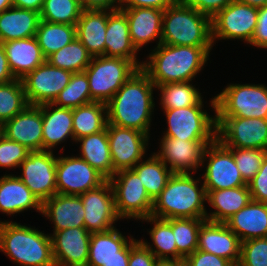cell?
Returning a JSON list of instances; mask_svg holds the SVG:
<instances>
[{
    "instance_id": "obj_15",
    "label": "cell",
    "mask_w": 267,
    "mask_h": 266,
    "mask_svg": "<svg viewBox=\"0 0 267 266\" xmlns=\"http://www.w3.org/2000/svg\"><path fill=\"white\" fill-rule=\"evenodd\" d=\"M114 174L132 169L145 157L150 135L135 129L107 124Z\"/></svg>"
},
{
    "instance_id": "obj_55",
    "label": "cell",
    "mask_w": 267,
    "mask_h": 266,
    "mask_svg": "<svg viewBox=\"0 0 267 266\" xmlns=\"http://www.w3.org/2000/svg\"><path fill=\"white\" fill-rule=\"evenodd\" d=\"M44 0H12L13 7L41 12Z\"/></svg>"
},
{
    "instance_id": "obj_13",
    "label": "cell",
    "mask_w": 267,
    "mask_h": 266,
    "mask_svg": "<svg viewBox=\"0 0 267 266\" xmlns=\"http://www.w3.org/2000/svg\"><path fill=\"white\" fill-rule=\"evenodd\" d=\"M54 151H33L22 161V175L18 177L41 203L57 194Z\"/></svg>"
},
{
    "instance_id": "obj_58",
    "label": "cell",
    "mask_w": 267,
    "mask_h": 266,
    "mask_svg": "<svg viewBox=\"0 0 267 266\" xmlns=\"http://www.w3.org/2000/svg\"><path fill=\"white\" fill-rule=\"evenodd\" d=\"M155 266H176V260L158 259Z\"/></svg>"
},
{
    "instance_id": "obj_61",
    "label": "cell",
    "mask_w": 267,
    "mask_h": 266,
    "mask_svg": "<svg viewBox=\"0 0 267 266\" xmlns=\"http://www.w3.org/2000/svg\"><path fill=\"white\" fill-rule=\"evenodd\" d=\"M77 1L79 4L82 5V8L85 9V0H75Z\"/></svg>"
},
{
    "instance_id": "obj_19",
    "label": "cell",
    "mask_w": 267,
    "mask_h": 266,
    "mask_svg": "<svg viewBox=\"0 0 267 266\" xmlns=\"http://www.w3.org/2000/svg\"><path fill=\"white\" fill-rule=\"evenodd\" d=\"M56 266H87L91 233L73 227L50 234Z\"/></svg>"
},
{
    "instance_id": "obj_50",
    "label": "cell",
    "mask_w": 267,
    "mask_h": 266,
    "mask_svg": "<svg viewBox=\"0 0 267 266\" xmlns=\"http://www.w3.org/2000/svg\"><path fill=\"white\" fill-rule=\"evenodd\" d=\"M186 259L191 266H234L229 260L198 249Z\"/></svg>"
},
{
    "instance_id": "obj_30",
    "label": "cell",
    "mask_w": 267,
    "mask_h": 266,
    "mask_svg": "<svg viewBox=\"0 0 267 266\" xmlns=\"http://www.w3.org/2000/svg\"><path fill=\"white\" fill-rule=\"evenodd\" d=\"M108 10L83 9L76 24V37L95 56H105Z\"/></svg>"
},
{
    "instance_id": "obj_56",
    "label": "cell",
    "mask_w": 267,
    "mask_h": 266,
    "mask_svg": "<svg viewBox=\"0 0 267 266\" xmlns=\"http://www.w3.org/2000/svg\"><path fill=\"white\" fill-rule=\"evenodd\" d=\"M238 1L240 3L248 4L256 8L267 6V0H238Z\"/></svg>"
},
{
    "instance_id": "obj_57",
    "label": "cell",
    "mask_w": 267,
    "mask_h": 266,
    "mask_svg": "<svg viewBox=\"0 0 267 266\" xmlns=\"http://www.w3.org/2000/svg\"><path fill=\"white\" fill-rule=\"evenodd\" d=\"M128 260L129 259H112L104 266H128Z\"/></svg>"
},
{
    "instance_id": "obj_46",
    "label": "cell",
    "mask_w": 267,
    "mask_h": 266,
    "mask_svg": "<svg viewBox=\"0 0 267 266\" xmlns=\"http://www.w3.org/2000/svg\"><path fill=\"white\" fill-rule=\"evenodd\" d=\"M31 151L22 144L0 136V168H16Z\"/></svg>"
},
{
    "instance_id": "obj_60",
    "label": "cell",
    "mask_w": 267,
    "mask_h": 266,
    "mask_svg": "<svg viewBox=\"0 0 267 266\" xmlns=\"http://www.w3.org/2000/svg\"><path fill=\"white\" fill-rule=\"evenodd\" d=\"M176 266H191L186 258L176 259Z\"/></svg>"
},
{
    "instance_id": "obj_7",
    "label": "cell",
    "mask_w": 267,
    "mask_h": 266,
    "mask_svg": "<svg viewBox=\"0 0 267 266\" xmlns=\"http://www.w3.org/2000/svg\"><path fill=\"white\" fill-rule=\"evenodd\" d=\"M139 68L119 57L95 56L84 70L88 77L91 98L107 103Z\"/></svg>"
},
{
    "instance_id": "obj_51",
    "label": "cell",
    "mask_w": 267,
    "mask_h": 266,
    "mask_svg": "<svg viewBox=\"0 0 267 266\" xmlns=\"http://www.w3.org/2000/svg\"><path fill=\"white\" fill-rule=\"evenodd\" d=\"M249 44L258 48H267V6L258 8L257 26Z\"/></svg>"
},
{
    "instance_id": "obj_5",
    "label": "cell",
    "mask_w": 267,
    "mask_h": 266,
    "mask_svg": "<svg viewBox=\"0 0 267 266\" xmlns=\"http://www.w3.org/2000/svg\"><path fill=\"white\" fill-rule=\"evenodd\" d=\"M161 43L213 47L211 18L178 0L163 12Z\"/></svg>"
},
{
    "instance_id": "obj_23",
    "label": "cell",
    "mask_w": 267,
    "mask_h": 266,
    "mask_svg": "<svg viewBox=\"0 0 267 266\" xmlns=\"http://www.w3.org/2000/svg\"><path fill=\"white\" fill-rule=\"evenodd\" d=\"M138 50L132 43L128 19L121 9L108 10V23L105 34V56L131 60L138 68L143 62L137 59Z\"/></svg>"
},
{
    "instance_id": "obj_9",
    "label": "cell",
    "mask_w": 267,
    "mask_h": 266,
    "mask_svg": "<svg viewBox=\"0 0 267 266\" xmlns=\"http://www.w3.org/2000/svg\"><path fill=\"white\" fill-rule=\"evenodd\" d=\"M203 106L163 109L168 128L162 137L177 138L183 141L215 140L216 115H209Z\"/></svg>"
},
{
    "instance_id": "obj_10",
    "label": "cell",
    "mask_w": 267,
    "mask_h": 266,
    "mask_svg": "<svg viewBox=\"0 0 267 266\" xmlns=\"http://www.w3.org/2000/svg\"><path fill=\"white\" fill-rule=\"evenodd\" d=\"M258 18V8L235 0L227 7L220 10L212 19V41L244 40L251 42Z\"/></svg>"
},
{
    "instance_id": "obj_32",
    "label": "cell",
    "mask_w": 267,
    "mask_h": 266,
    "mask_svg": "<svg viewBox=\"0 0 267 266\" xmlns=\"http://www.w3.org/2000/svg\"><path fill=\"white\" fill-rule=\"evenodd\" d=\"M40 13L10 7L0 13V43L35 37L40 22Z\"/></svg>"
},
{
    "instance_id": "obj_14",
    "label": "cell",
    "mask_w": 267,
    "mask_h": 266,
    "mask_svg": "<svg viewBox=\"0 0 267 266\" xmlns=\"http://www.w3.org/2000/svg\"><path fill=\"white\" fill-rule=\"evenodd\" d=\"M107 179L81 157L57 156L56 189L65 195H81Z\"/></svg>"
},
{
    "instance_id": "obj_16",
    "label": "cell",
    "mask_w": 267,
    "mask_h": 266,
    "mask_svg": "<svg viewBox=\"0 0 267 266\" xmlns=\"http://www.w3.org/2000/svg\"><path fill=\"white\" fill-rule=\"evenodd\" d=\"M72 72L57 68L45 61L22 78L29 105L52 103L69 84Z\"/></svg>"
},
{
    "instance_id": "obj_21",
    "label": "cell",
    "mask_w": 267,
    "mask_h": 266,
    "mask_svg": "<svg viewBox=\"0 0 267 266\" xmlns=\"http://www.w3.org/2000/svg\"><path fill=\"white\" fill-rule=\"evenodd\" d=\"M197 249L222 257L237 266L240 260L241 241L225 223L206 220L198 233Z\"/></svg>"
},
{
    "instance_id": "obj_52",
    "label": "cell",
    "mask_w": 267,
    "mask_h": 266,
    "mask_svg": "<svg viewBox=\"0 0 267 266\" xmlns=\"http://www.w3.org/2000/svg\"><path fill=\"white\" fill-rule=\"evenodd\" d=\"M178 0H119V8H158L165 10Z\"/></svg>"
},
{
    "instance_id": "obj_62",
    "label": "cell",
    "mask_w": 267,
    "mask_h": 266,
    "mask_svg": "<svg viewBox=\"0 0 267 266\" xmlns=\"http://www.w3.org/2000/svg\"><path fill=\"white\" fill-rule=\"evenodd\" d=\"M2 135V124L0 123V136Z\"/></svg>"
},
{
    "instance_id": "obj_35",
    "label": "cell",
    "mask_w": 267,
    "mask_h": 266,
    "mask_svg": "<svg viewBox=\"0 0 267 266\" xmlns=\"http://www.w3.org/2000/svg\"><path fill=\"white\" fill-rule=\"evenodd\" d=\"M45 59L76 38V25L40 20L35 35Z\"/></svg>"
},
{
    "instance_id": "obj_53",
    "label": "cell",
    "mask_w": 267,
    "mask_h": 266,
    "mask_svg": "<svg viewBox=\"0 0 267 266\" xmlns=\"http://www.w3.org/2000/svg\"><path fill=\"white\" fill-rule=\"evenodd\" d=\"M16 79L10 70L4 47L0 43V84Z\"/></svg>"
},
{
    "instance_id": "obj_26",
    "label": "cell",
    "mask_w": 267,
    "mask_h": 266,
    "mask_svg": "<svg viewBox=\"0 0 267 266\" xmlns=\"http://www.w3.org/2000/svg\"><path fill=\"white\" fill-rule=\"evenodd\" d=\"M32 208L42 213V203L23 181L14 174L2 176L0 178V212L13 215Z\"/></svg>"
},
{
    "instance_id": "obj_29",
    "label": "cell",
    "mask_w": 267,
    "mask_h": 266,
    "mask_svg": "<svg viewBox=\"0 0 267 266\" xmlns=\"http://www.w3.org/2000/svg\"><path fill=\"white\" fill-rule=\"evenodd\" d=\"M225 224L241 242L267 237V203L251 200Z\"/></svg>"
},
{
    "instance_id": "obj_2",
    "label": "cell",
    "mask_w": 267,
    "mask_h": 266,
    "mask_svg": "<svg viewBox=\"0 0 267 266\" xmlns=\"http://www.w3.org/2000/svg\"><path fill=\"white\" fill-rule=\"evenodd\" d=\"M212 47L159 44L143 62L142 69L155 86L190 82L203 70ZM148 61V62H147Z\"/></svg>"
},
{
    "instance_id": "obj_4",
    "label": "cell",
    "mask_w": 267,
    "mask_h": 266,
    "mask_svg": "<svg viewBox=\"0 0 267 266\" xmlns=\"http://www.w3.org/2000/svg\"><path fill=\"white\" fill-rule=\"evenodd\" d=\"M0 251L20 266H56L50 234L13 221H0Z\"/></svg>"
},
{
    "instance_id": "obj_41",
    "label": "cell",
    "mask_w": 267,
    "mask_h": 266,
    "mask_svg": "<svg viewBox=\"0 0 267 266\" xmlns=\"http://www.w3.org/2000/svg\"><path fill=\"white\" fill-rule=\"evenodd\" d=\"M28 105L21 79H14L11 82L0 84L1 124L22 112Z\"/></svg>"
},
{
    "instance_id": "obj_40",
    "label": "cell",
    "mask_w": 267,
    "mask_h": 266,
    "mask_svg": "<svg viewBox=\"0 0 267 266\" xmlns=\"http://www.w3.org/2000/svg\"><path fill=\"white\" fill-rule=\"evenodd\" d=\"M206 218H172L171 227L178 250V259L191 255L198 247V233Z\"/></svg>"
},
{
    "instance_id": "obj_22",
    "label": "cell",
    "mask_w": 267,
    "mask_h": 266,
    "mask_svg": "<svg viewBox=\"0 0 267 266\" xmlns=\"http://www.w3.org/2000/svg\"><path fill=\"white\" fill-rule=\"evenodd\" d=\"M127 19L129 33L133 45L139 51L141 48L158 38L157 46L161 44L162 17L164 10L158 8H119Z\"/></svg>"
},
{
    "instance_id": "obj_33",
    "label": "cell",
    "mask_w": 267,
    "mask_h": 266,
    "mask_svg": "<svg viewBox=\"0 0 267 266\" xmlns=\"http://www.w3.org/2000/svg\"><path fill=\"white\" fill-rule=\"evenodd\" d=\"M80 142V155L83 160L89 163L94 169L101 173L107 180L114 175V168L110 154L107 127L101 132L77 139Z\"/></svg>"
},
{
    "instance_id": "obj_17",
    "label": "cell",
    "mask_w": 267,
    "mask_h": 266,
    "mask_svg": "<svg viewBox=\"0 0 267 266\" xmlns=\"http://www.w3.org/2000/svg\"><path fill=\"white\" fill-rule=\"evenodd\" d=\"M84 206V224L90 233L107 232L120 220L109 180L79 195Z\"/></svg>"
},
{
    "instance_id": "obj_59",
    "label": "cell",
    "mask_w": 267,
    "mask_h": 266,
    "mask_svg": "<svg viewBox=\"0 0 267 266\" xmlns=\"http://www.w3.org/2000/svg\"><path fill=\"white\" fill-rule=\"evenodd\" d=\"M12 6V0H0V13Z\"/></svg>"
},
{
    "instance_id": "obj_37",
    "label": "cell",
    "mask_w": 267,
    "mask_h": 266,
    "mask_svg": "<svg viewBox=\"0 0 267 266\" xmlns=\"http://www.w3.org/2000/svg\"><path fill=\"white\" fill-rule=\"evenodd\" d=\"M142 220L152 222L150 224H154L153 228L148 231L154 246L153 244L150 245L149 242L143 239H140V241L155 255L157 259H178V250L171 227V219H160L149 216Z\"/></svg>"
},
{
    "instance_id": "obj_6",
    "label": "cell",
    "mask_w": 267,
    "mask_h": 266,
    "mask_svg": "<svg viewBox=\"0 0 267 266\" xmlns=\"http://www.w3.org/2000/svg\"><path fill=\"white\" fill-rule=\"evenodd\" d=\"M210 104L216 117L267 119V86L229 84Z\"/></svg>"
},
{
    "instance_id": "obj_44",
    "label": "cell",
    "mask_w": 267,
    "mask_h": 266,
    "mask_svg": "<svg viewBox=\"0 0 267 266\" xmlns=\"http://www.w3.org/2000/svg\"><path fill=\"white\" fill-rule=\"evenodd\" d=\"M244 181L248 183L259 171L266 150L255 148H229Z\"/></svg>"
},
{
    "instance_id": "obj_43",
    "label": "cell",
    "mask_w": 267,
    "mask_h": 266,
    "mask_svg": "<svg viewBox=\"0 0 267 266\" xmlns=\"http://www.w3.org/2000/svg\"><path fill=\"white\" fill-rule=\"evenodd\" d=\"M82 11V5L75 0H44L40 18L51 23L76 25Z\"/></svg>"
},
{
    "instance_id": "obj_34",
    "label": "cell",
    "mask_w": 267,
    "mask_h": 266,
    "mask_svg": "<svg viewBox=\"0 0 267 266\" xmlns=\"http://www.w3.org/2000/svg\"><path fill=\"white\" fill-rule=\"evenodd\" d=\"M74 141L106 129L107 105L93 101L72 109Z\"/></svg>"
},
{
    "instance_id": "obj_38",
    "label": "cell",
    "mask_w": 267,
    "mask_h": 266,
    "mask_svg": "<svg viewBox=\"0 0 267 266\" xmlns=\"http://www.w3.org/2000/svg\"><path fill=\"white\" fill-rule=\"evenodd\" d=\"M160 90L162 109H177L204 105L199 89L190 82L168 83L156 86Z\"/></svg>"
},
{
    "instance_id": "obj_25",
    "label": "cell",
    "mask_w": 267,
    "mask_h": 266,
    "mask_svg": "<svg viewBox=\"0 0 267 266\" xmlns=\"http://www.w3.org/2000/svg\"><path fill=\"white\" fill-rule=\"evenodd\" d=\"M130 241L115 227L91 233L87 266H104L112 259H129Z\"/></svg>"
},
{
    "instance_id": "obj_48",
    "label": "cell",
    "mask_w": 267,
    "mask_h": 266,
    "mask_svg": "<svg viewBox=\"0 0 267 266\" xmlns=\"http://www.w3.org/2000/svg\"><path fill=\"white\" fill-rule=\"evenodd\" d=\"M247 185L253 201L267 203V154L262 161L259 171Z\"/></svg>"
},
{
    "instance_id": "obj_3",
    "label": "cell",
    "mask_w": 267,
    "mask_h": 266,
    "mask_svg": "<svg viewBox=\"0 0 267 266\" xmlns=\"http://www.w3.org/2000/svg\"><path fill=\"white\" fill-rule=\"evenodd\" d=\"M191 173H173L154 200L151 216L160 219L206 218L207 193L202 182ZM200 186V188H198Z\"/></svg>"
},
{
    "instance_id": "obj_18",
    "label": "cell",
    "mask_w": 267,
    "mask_h": 266,
    "mask_svg": "<svg viewBox=\"0 0 267 266\" xmlns=\"http://www.w3.org/2000/svg\"><path fill=\"white\" fill-rule=\"evenodd\" d=\"M214 140H187L162 137L160 150L154 154L173 172H197L203 166L206 147ZM168 163V164H167ZM192 170V171H191ZM196 170V171H195Z\"/></svg>"
},
{
    "instance_id": "obj_1",
    "label": "cell",
    "mask_w": 267,
    "mask_h": 266,
    "mask_svg": "<svg viewBox=\"0 0 267 266\" xmlns=\"http://www.w3.org/2000/svg\"><path fill=\"white\" fill-rule=\"evenodd\" d=\"M156 88L148 74L139 68L106 103L108 124L150 134Z\"/></svg>"
},
{
    "instance_id": "obj_11",
    "label": "cell",
    "mask_w": 267,
    "mask_h": 266,
    "mask_svg": "<svg viewBox=\"0 0 267 266\" xmlns=\"http://www.w3.org/2000/svg\"><path fill=\"white\" fill-rule=\"evenodd\" d=\"M216 138L228 148L267 151V119L216 117Z\"/></svg>"
},
{
    "instance_id": "obj_54",
    "label": "cell",
    "mask_w": 267,
    "mask_h": 266,
    "mask_svg": "<svg viewBox=\"0 0 267 266\" xmlns=\"http://www.w3.org/2000/svg\"><path fill=\"white\" fill-rule=\"evenodd\" d=\"M85 9L117 10L119 0H85Z\"/></svg>"
},
{
    "instance_id": "obj_42",
    "label": "cell",
    "mask_w": 267,
    "mask_h": 266,
    "mask_svg": "<svg viewBox=\"0 0 267 266\" xmlns=\"http://www.w3.org/2000/svg\"><path fill=\"white\" fill-rule=\"evenodd\" d=\"M93 101L86 73L78 72L72 74L69 84L52 103L58 107L73 109Z\"/></svg>"
},
{
    "instance_id": "obj_36",
    "label": "cell",
    "mask_w": 267,
    "mask_h": 266,
    "mask_svg": "<svg viewBox=\"0 0 267 266\" xmlns=\"http://www.w3.org/2000/svg\"><path fill=\"white\" fill-rule=\"evenodd\" d=\"M132 170L138 175L153 201L173 175V172L154 153L147 160L139 161Z\"/></svg>"
},
{
    "instance_id": "obj_45",
    "label": "cell",
    "mask_w": 267,
    "mask_h": 266,
    "mask_svg": "<svg viewBox=\"0 0 267 266\" xmlns=\"http://www.w3.org/2000/svg\"><path fill=\"white\" fill-rule=\"evenodd\" d=\"M237 266H267V237L241 242Z\"/></svg>"
},
{
    "instance_id": "obj_24",
    "label": "cell",
    "mask_w": 267,
    "mask_h": 266,
    "mask_svg": "<svg viewBox=\"0 0 267 266\" xmlns=\"http://www.w3.org/2000/svg\"><path fill=\"white\" fill-rule=\"evenodd\" d=\"M42 215L53 222L54 231L85 227L80 196L57 193L42 203Z\"/></svg>"
},
{
    "instance_id": "obj_49",
    "label": "cell",
    "mask_w": 267,
    "mask_h": 266,
    "mask_svg": "<svg viewBox=\"0 0 267 266\" xmlns=\"http://www.w3.org/2000/svg\"><path fill=\"white\" fill-rule=\"evenodd\" d=\"M187 5L211 19L235 0H183Z\"/></svg>"
},
{
    "instance_id": "obj_20",
    "label": "cell",
    "mask_w": 267,
    "mask_h": 266,
    "mask_svg": "<svg viewBox=\"0 0 267 266\" xmlns=\"http://www.w3.org/2000/svg\"><path fill=\"white\" fill-rule=\"evenodd\" d=\"M42 104L28 105L22 112L2 124V134L31 152L43 151Z\"/></svg>"
},
{
    "instance_id": "obj_39",
    "label": "cell",
    "mask_w": 267,
    "mask_h": 266,
    "mask_svg": "<svg viewBox=\"0 0 267 266\" xmlns=\"http://www.w3.org/2000/svg\"><path fill=\"white\" fill-rule=\"evenodd\" d=\"M91 60L92 55L77 37L46 59L51 65L72 73L84 72Z\"/></svg>"
},
{
    "instance_id": "obj_28",
    "label": "cell",
    "mask_w": 267,
    "mask_h": 266,
    "mask_svg": "<svg viewBox=\"0 0 267 266\" xmlns=\"http://www.w3.org/2000/svg\"><path fill=\"white\" fill-rule=\"evenodd\" d=\"M42 121L43 150L53 151L69 138L74 141L71 108L58 107L53 103L42 104Z\"/></svg>"
},
{
    "instance_id": "obj_27",
    "label": "cell",
    "mask_w": 267,
    "mask_h": 266,
    "mask_svg": "<svg viewBox=\"0 0 267 266\" xmlns=\"http://www.w3.org/2000/svg\"><path fill=\"white\" fill-rule=\"evenodd\" d=\"M11 72L16 79L24 78L39 65L44 58L36 37L2 42Z\"/></svg>"
},
{
    "instance_id": "obj_31",
    "label": "cell",
    "mask_w": 267,
    "mask_h": 266,
    "mask_svg": "<svg viewBox=\"0 0 267 266\" xmlns=\"http://www.w3.org/2000/svg\"><path fill=\"white\" fill-rule=\"evenodd\" d=\"M206 193V202L214 208L210 214L206 213V220L215 223H225L252 200L248 186L206 190Z\"/></svg>"
},
{
    "instance_id": "obj_47",
    "label": "cell",
    "mask_w": 267,
    "mask_h": 266,
    "mask_svg": "<svg viewBox=\"0 0 267 266\" xmlns=\"http://www.w3.org/2000/svg\"><path fill=\"white\" fill-rule=\"evenodd\" d=\"M130 239V257L128 266H155L157 258L155 255L140 241L129 237Z\"/></svg>"
},
{
    "instance_id": "obj_8",
    "label": "cell",
    "mask_w": 267,
    "mask_h": 266,
    "mask_svg": "<svg viewBox=\"0 0 267 266\" xmlns=\"http://www.w3.org/2000/svg\"><path fill=\"white\" fill-rule=\"evenodd\" d=\"M109 182L114 194L115 209L120 219L132 218L141 221L151 216L154 201L132 169L116 172Z\"/></svg>"
},
{
    "instance_id": "obj_12",
    "label": "cell",
    "mask_w": 267,
    "mask_h": 266,
    "mask_svg": "<svg viewBox=\"0 0 267 266\" xmlns=\"http://www.w3.org/2000/svg\"><path fill=\"white\" fill-rule=\"evenodd\" d=\"M205 161L207 165L202 176L205 190L248 186L236 166L232 151L217 138L206 147L203 164Z\"/></svg>"
}]
</instances>
